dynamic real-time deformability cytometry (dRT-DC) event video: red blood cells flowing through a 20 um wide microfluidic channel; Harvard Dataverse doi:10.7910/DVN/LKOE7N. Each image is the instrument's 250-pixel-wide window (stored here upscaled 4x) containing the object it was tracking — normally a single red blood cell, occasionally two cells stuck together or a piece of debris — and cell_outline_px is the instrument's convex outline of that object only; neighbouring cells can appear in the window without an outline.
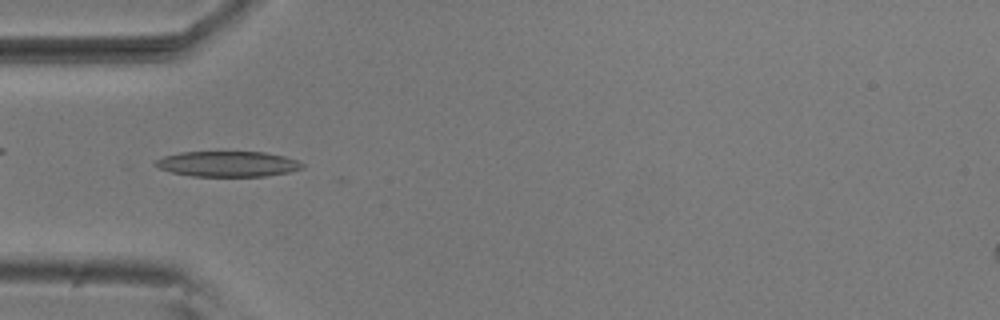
{"species": "common noctule bat (a hibernating species)", "species_latin": "Nyctalus noctula", "temperature_condition": "room temperature", "stored_images_in_passage": 53, "camera_frame_rate_fps": 3000, "um_per_image_px": 0.085, "animal": {"sex": "male", "body_mass_g": 20.5, "forearm_length_mm": 52.5}, "frame": {"image": 1, "passage_image": 16, "time_ms": 5.0, "image_size_px": [1000, 320], "cell_outline_px": [[304, 168], [288, 172], [264, 176], [192, 176], [172, 172], [160, 168], [152, 164], [156, 160], [164, 156], [180, 152], [264, 152], [284, 156], [296, 160], [304, 164]], "centroid_in_image_um": [19.35, 13.93], "position_along_channel_um": 65.6, "area_um2": 21.68}}
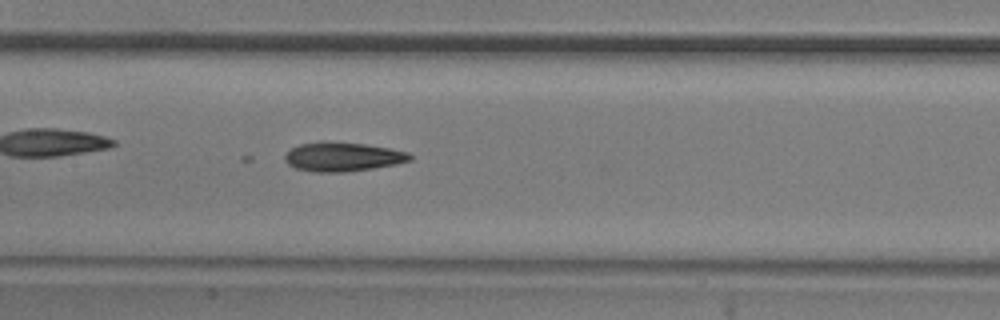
{"frame": {"image": 2, "passage_image": 25, "time_ms": 8.0, "image_size_px": [1000, 320], "cell_outline_px": [[412, 160], [396, 164], [372, 168], [344, 172], [312, 172], [296, 168], [288, 164], [284, 160], [284, 156], [292, 148], [300, 144], [320, 140], [328, 140], [364, 144], [388, 148], [408, 152], [412, 156]], "centroid_in_image_um": [29.1, 13.31], "position_along_channel_um": 178.3, "area_um2": 21.39}}
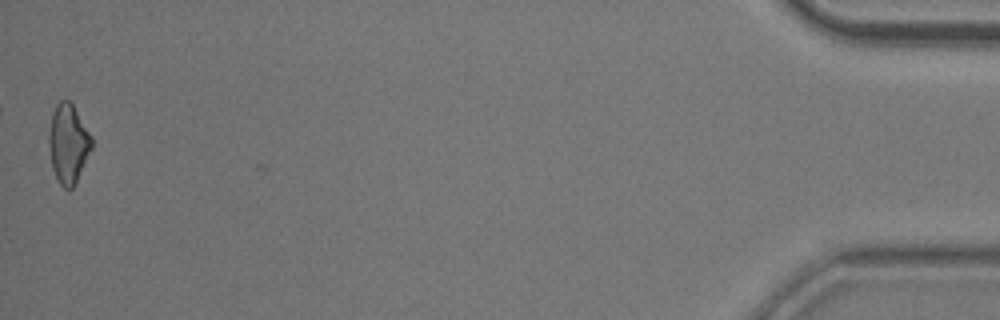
{"frame": {"image": 3, "passage_image": 53, "time_ms": 17.333, "image_size_px": [1000, 320], "cell_outline_px": [[92, 148], [72, 188], [64, 188], [56, 180], [52, 168], [48, 140], [48, 136], [52, 112], [56, 104], [60, 100], [68, 100], [72, 104], [92, 136]], "centroid_in_image_um": [5.78, 12.19], "position_along_channel_um": 429.4, "area_um2": 19.54}, "authors_computed_cell_mechanics": {"area_um2": 20.4034, "velocity_mm_per_s": 3.7184, "shape_relaxation_time_tau1_ms": null, "shape_relaxation_time_tau2_ms": 7.9407, "deformation_change_tau1": null, "deformation_change_tau2": 0.2164}}